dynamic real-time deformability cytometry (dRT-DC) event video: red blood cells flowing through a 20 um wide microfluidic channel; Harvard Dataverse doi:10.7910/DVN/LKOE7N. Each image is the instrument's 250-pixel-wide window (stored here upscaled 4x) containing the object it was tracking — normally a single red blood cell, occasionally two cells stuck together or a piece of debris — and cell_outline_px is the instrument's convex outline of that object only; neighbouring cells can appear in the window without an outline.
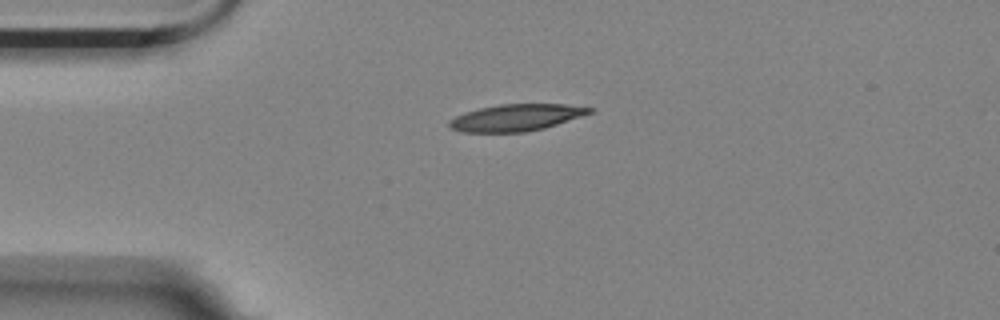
{"species": "Egyptian fruit bat (a non-hibernating species)", "species_latin": "Rousettus aegyptiacus", "temperature_condition": "room temperature", "stored_images_in_passage": 6, "camera_frame_rate_fps": 3000, "um_per_image_px": 0.085, "animal": {"sex": "female"}, "frame": {"image": 1, "passage_image": 1, "time_ms": 0.0, "image_size_px": [1000, 320], "cell_outline_px": [[596, 108], [592, 112], [544, 128], [524, 132], [460, 132], [448, 128], [448, 120], [464, 112], [480, 108], [500, 104], [564, 104]], "centroid_in_image_um": [43.81, 9.99], "position_along_channel_um": 41.2, "area_um2": 21.85}}
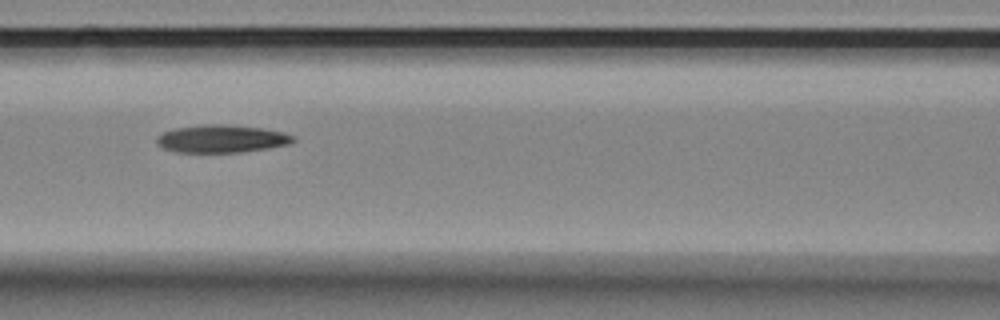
{"frame": {"image": 2, "passage_image": 4, "time_ms": 1.0, "image_size_px": [1000, 320], "cell_outline_px": [[296, 140], [288, 144], [268, 148], [240, 152], [176, 152], [164, 148], [156, 144], [156, 136], [164, 132], [176, 128], [200, 124], [224, 124], [264, 128], [284, 132], [296, 136]], "centroid_in_image_um": [18.85, 11.78], "position_along_channel_um": 147.8, "area_um2": 22.2}}
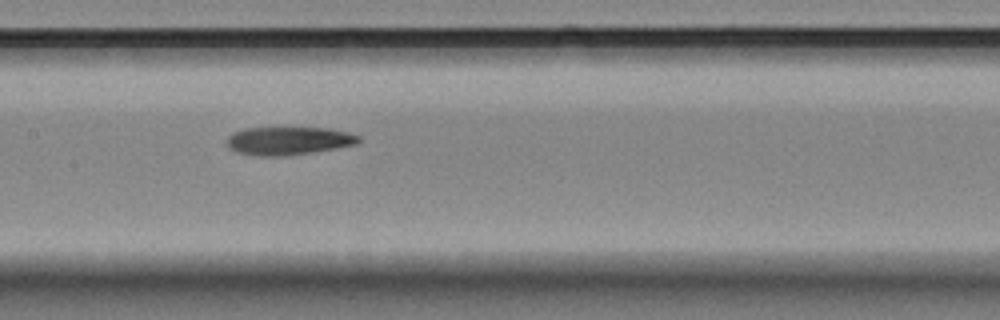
{"frame": {"image": 3, "passage_image": 5, "time_ms": 1.333, "image_size_px": [1000, 320], "cell_outline_px": [[360, 140], [356, 144], [336, 148], [312, 152], [284, 156], [256, 156], [236, 152], [228, 148], [228, 136], [232, 132], [244, 128], [328, 128], [348, 132], [360, 136]], "centroid_in_image_um": [24.5, 11.97], "position_along_channel_um": 182.9, "area_um2": 21.62}}